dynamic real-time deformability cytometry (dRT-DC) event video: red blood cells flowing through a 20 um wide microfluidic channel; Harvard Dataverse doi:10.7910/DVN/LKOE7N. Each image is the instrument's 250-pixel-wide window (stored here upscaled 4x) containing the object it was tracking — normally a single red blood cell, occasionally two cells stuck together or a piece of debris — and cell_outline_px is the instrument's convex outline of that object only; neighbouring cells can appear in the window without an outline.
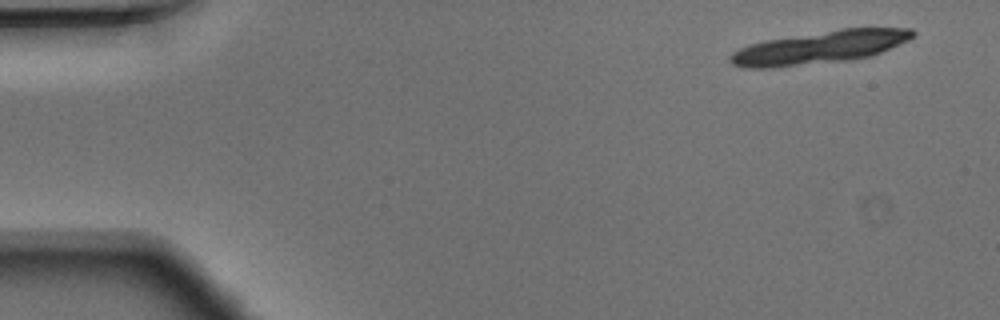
{"species": "Egyptian fruit bat (a non-hibernating species)", "species_latin": "Rousettus aegyptiacus", "temperature_condition": "warm", "stored_images_in_passage": 34, "segment_of_instrument_passage": [1, 2], "camera_frame_rate_fps": 3000, "um_per_image_px": 0.085, "animal": {"sex": "male"}, "frame": {"image": 1, "passage_image": 1, "time_ms": 0.0, "image_size_px": [1000, 320], "cell_outline_px": [[916, 32], [908, 40], [880, 52], [868, 56], [852, 60], [776, 68], [744, 68], [732, 64], [728, 60], [728, 56], [732, 52], [748, 44], [764, 40], [840, 28], [912, 28]], "centroid_in_image_um": [69.6, 4.03], "position_along_channel_um": 15.4, "area_um2": 35.08}}